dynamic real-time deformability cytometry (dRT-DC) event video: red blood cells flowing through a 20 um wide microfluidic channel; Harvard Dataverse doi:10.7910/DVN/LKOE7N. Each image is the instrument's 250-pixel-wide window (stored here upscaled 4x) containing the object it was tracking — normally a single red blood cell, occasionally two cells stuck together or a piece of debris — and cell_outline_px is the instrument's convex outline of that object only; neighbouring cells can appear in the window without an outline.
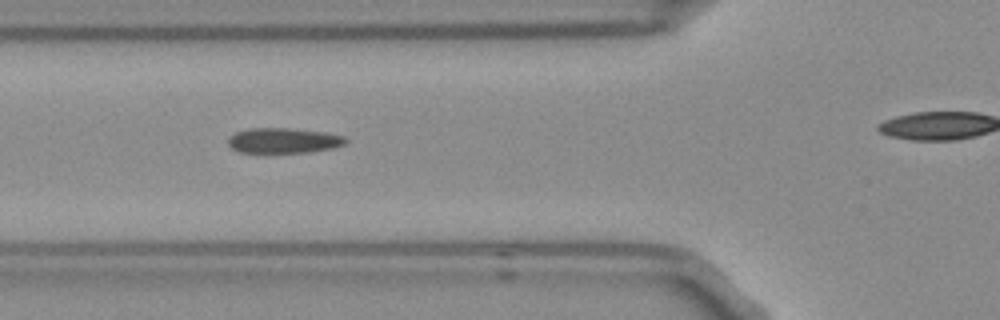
{"species": "Egyptian fruit bat (a non-hibernating species)", "species_latin": "Rousettus aegyptiacus", "temperature_condition": "room temperature", "stored_images_in_passage": 6, "camera_frame_rate_fps": 3000, "um_per_image_px": 0.085, "frame": {"image": 1, "passage_image": 3, "time_ms": 0.667, "image_size_px": [1000, 320], "cell_outline_px": [[348, 140], [344, 144], [336, 148], [308, 152], [240, 152], [232, 148], [228, 144], [228, 136], [236, 132], [248, 128], [292, 128], [324, 132], [344, 136]], "centroid_in_image_um": [24.11, 11.94], "position_along_channel_um": 101.7, "area_um2": 17.34}}